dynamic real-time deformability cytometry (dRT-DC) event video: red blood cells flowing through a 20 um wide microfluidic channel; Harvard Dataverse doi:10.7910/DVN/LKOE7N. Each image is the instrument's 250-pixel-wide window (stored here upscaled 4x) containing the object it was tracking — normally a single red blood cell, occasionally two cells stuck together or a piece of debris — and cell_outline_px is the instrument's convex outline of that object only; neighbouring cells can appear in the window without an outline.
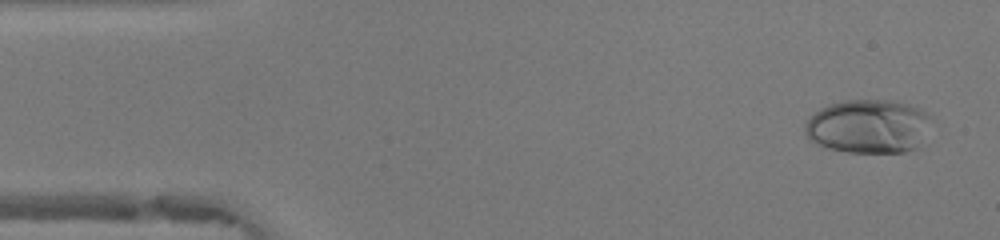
{"species": "human", "species_latin": "Homo sapiens", "temperature_condition": "warm", "stored_images_in_passage": 48, "camera_frame_rate_fps": 3000, "um_per_image_px": 0.085, "donor": {"sex": "female"}, "frame": {"image": 1, "passage_image": 3, "time_ms": 0.667, "image_size_px": [1000, 240], "cell_outline_px": [[928, 116], [912, 148], [904, 152], [848, 152], [832, 148], [820, 144], [812, 140], [808, 136], [808, 120], [816, 112], [832, 104], [848, 100], [880, 100], [900, 104], [916, 108], [924, 112]], "centroid_in_image_um": [73.7, 10.74], "position_along_channel_um": 11.3, "area_um2": 36.88}}
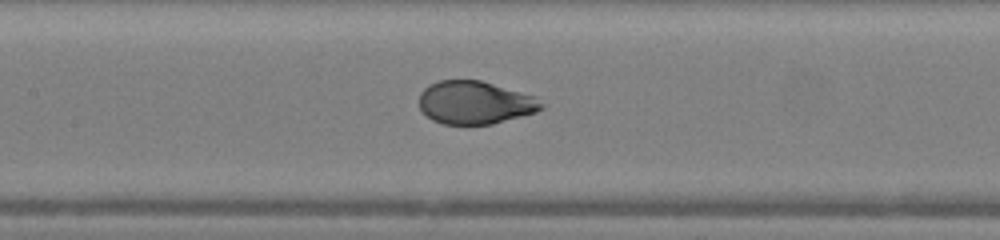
{"frame": {"image": 2, "passage_image": 22, "time_ms": 7.0, "image_size_px": [1000, 240], "cell_outline_px": [[548, 104], [544, 108], [536, 112], [492, 124], [444, 124], [432, 120], [420, 108], [420, 92], [428, 84], [436, 80], [480, 80], [536, 96]], "centroid_in_image_um": [40.41, 8.71], "position_along_channel_um": 167.0, "area_um2": 30.87}}
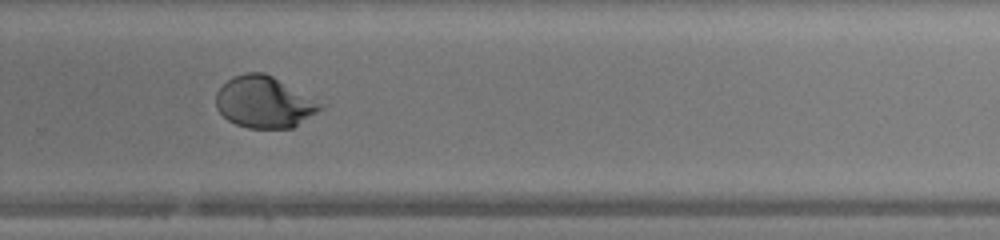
{"frame": {"image": 3, "passage_image": 32, "time_ms": 10.333, "image_size_px": [1000, 240], "cell_outline_px": [[328, 104], [324, 108], [292, 128], [248, 128], [236, 124], [228, 120], [216, 108], [216, 92], [228, 80], [244, 72], [264, 72]], "centroid_in_image_um": [22.51, 8.68], "position_along_channel_um": 307.3, "area_um2": 31.56}, "authors_computed_cell_mechanics": {"area_um2": 32.7437, "velocity_mm_per_s": 4.227, "shape_relaxation_time_tau1_ms": 4.5787, "shape_relaxation_time_tau2_ms": null, "deformation_change_tau1": 0.246, "deformation_change_tau2": null}}